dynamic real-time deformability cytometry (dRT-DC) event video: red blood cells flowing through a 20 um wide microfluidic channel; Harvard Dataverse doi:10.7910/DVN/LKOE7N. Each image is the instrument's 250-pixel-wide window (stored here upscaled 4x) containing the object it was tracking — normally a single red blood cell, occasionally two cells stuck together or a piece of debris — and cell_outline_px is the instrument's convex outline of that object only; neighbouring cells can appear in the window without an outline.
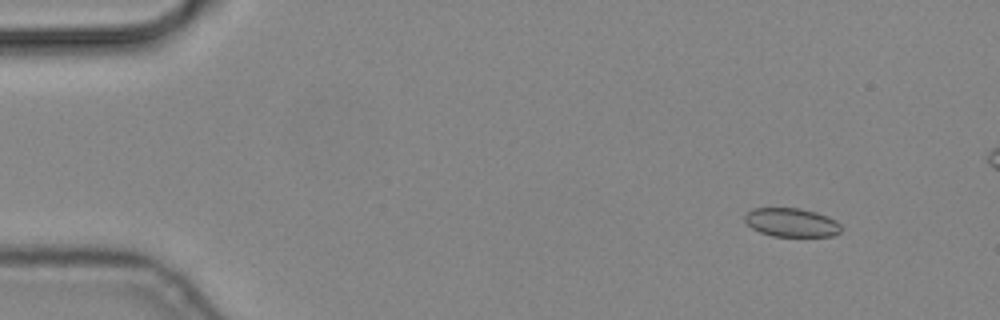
{"species": "common noctule bat (a hibernating species)", "species_latin": "Nyctalus noctula", "temperature_condition": "cold", "stored_images_in_passage": 5, "camera_frame_rate_fps": 3000, "um_per_image_px": 0.085, "animal": {"sex": "male", "body_mass_g": 19.2, "forearm_length_mm": 51.8}, "frame": {"image": 1, "passage_image": 1, "time_ms": 0.0, "image_size_px": [1000, 320], "cell_outline_px": [[844, 228], [840, 232], [832, 236], [772, 236], [760, 232], [752, 228], [744, 220], [744, 216], [752, 208], [800, 208], [816, 212], [828, 216], [836, 220]], "centroid_in_image_um": [67.3, 18.91], "position_along_channel_um": 17.7, "area_um2": 16.24}}